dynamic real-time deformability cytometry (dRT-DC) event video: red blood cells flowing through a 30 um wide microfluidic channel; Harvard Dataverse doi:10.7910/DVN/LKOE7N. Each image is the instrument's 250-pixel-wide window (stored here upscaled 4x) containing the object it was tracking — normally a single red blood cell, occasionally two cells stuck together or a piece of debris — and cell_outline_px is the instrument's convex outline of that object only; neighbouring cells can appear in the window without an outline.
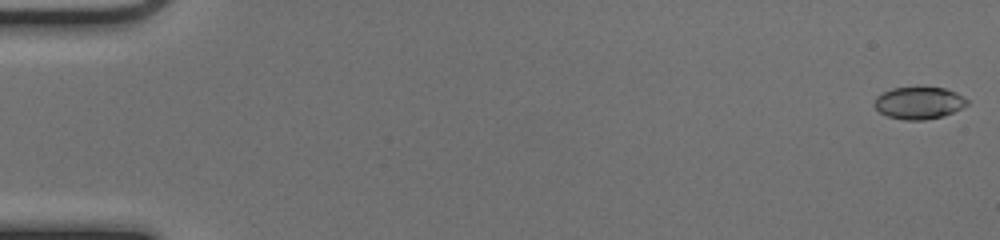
{"species": "common noctule bat (a hibernating species)", "species_latin": "Nyctalus noctula", "temperature_condition": "cold", "stored_images_in_passage": 52, "camera_frame_rate_fps": 3000, "um_per_image_px": 0.085, "animal": {"sex": "female", "body_mass_g": 17.0, "forearm_length_mm": 48.0}, "frame": {"image": 1, "passage_image": 1, "time_ms": 0.0, "image_size_px": [1000, 240], "cell_outline_px": [[968, 104], [952, 112], [940, 116], [924, 120], [904, 120], [888, 116], [880, 112], [876, 108], [876, 96], [892, 88], [916, 84], [944, 88], [956, 92], [968, 100]], "centroid_in_image_um": [78.1, 8.69], "position_along_channel_um": 6.9, "area_um2": 17.69}}
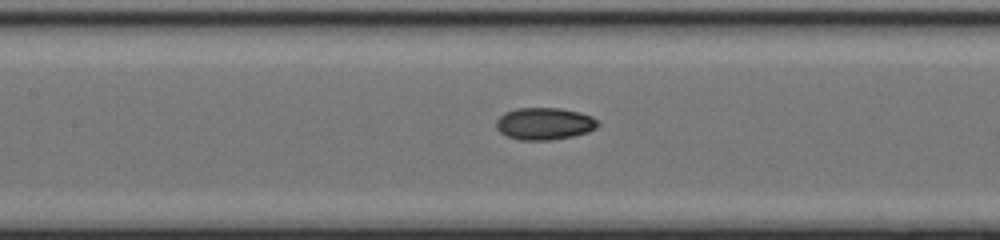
{"frame": {"image": 2, "passage_image": 25, "time_ms": 8.0, "image_size_px": [1000, 240], "cell_outline_px": [[600, 124], [596, 128], [588, 132], [572, 136], [552, 140], [520, 140], [508, 136], [500, 132], [496, 128], [496, 120], [504, 112], [516, 108], [560, 108], [580, 112], [592, 116]], "centroid_in_image_um": [46.27, 10.51], "position_along_channel_um": 161.1, "area_um2": 19.13}}
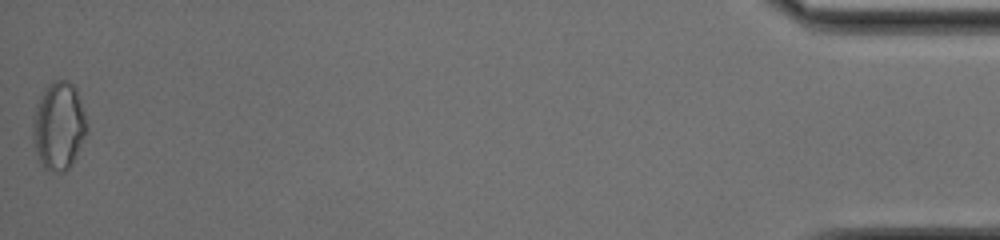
{"frame": {"image": 3, "passage_image": 52, "time_ms": 17.0, "image_size_px": [1000, 240], "cell_outline_px": [[88, 128], [68, 168], [64, 172], [60, 172], [44, 168], [36, 152], [32, 136], [32, 116], [36, 104], [40, 96], [48, 84], [56, 80], [68, 80], [76, 88], [88, 124]], "centroid_in_image_um": [4.96, 10.65], "position_along_channel_um": 430.2, "area_um2": 27.34}, "authors_computed_cell_mechanics": {"area_um2": 18.3804, "velocity_mm_per_s": 4.0514, "shape_relaxation_time_tau1_ms": null, "shape_relaxation_time_tau2_ms": 2.2057, "deformation_change_tau1": null, "deformation_change_tau2": 0.0518}}